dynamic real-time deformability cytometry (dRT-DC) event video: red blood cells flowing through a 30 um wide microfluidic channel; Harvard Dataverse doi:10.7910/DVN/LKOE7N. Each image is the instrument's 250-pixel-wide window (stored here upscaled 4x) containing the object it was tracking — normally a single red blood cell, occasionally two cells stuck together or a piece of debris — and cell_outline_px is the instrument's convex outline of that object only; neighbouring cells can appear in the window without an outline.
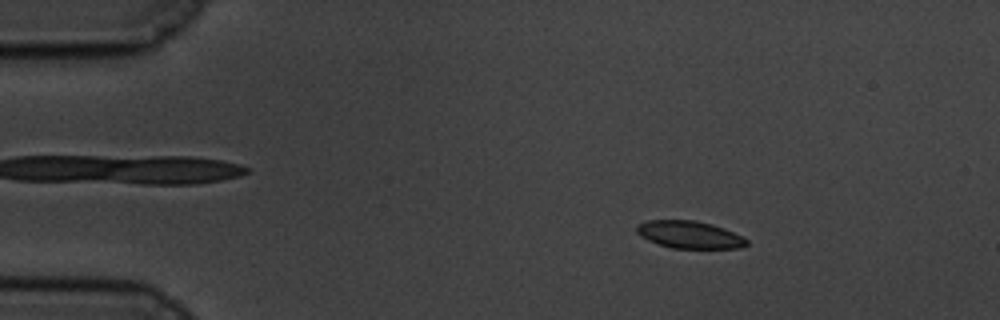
{"species": "common noctule bat (a hibernating species)", "species_latin": "Nyctalus noctula", "temperature_condition": "cold", "stored_images_in_passage": 58, "camera_frame_rate_fps": 3000, "um_per_image_px": 0.085, "animal": {"sex": "male", "body_mass_g": 19.5, "forearm_length_mm": 54.6}, "frame": {"image": 1, "passage_image": 9, "time_ms": 2.667, "image_size_px": [1000, 320], "cell_outline_px": [[748, 244], [740, 248], [672, 248], [648, 240], [640, 236], [636, 232], [636, 224], [648, 220], [696, 220], [712, 224], [724, 228], [744, 236], [748, 240]], "centroid_in_image_um": [58.62, 19.94], "position_along_channel_um": 26.4, "area_um2": 17.69}}
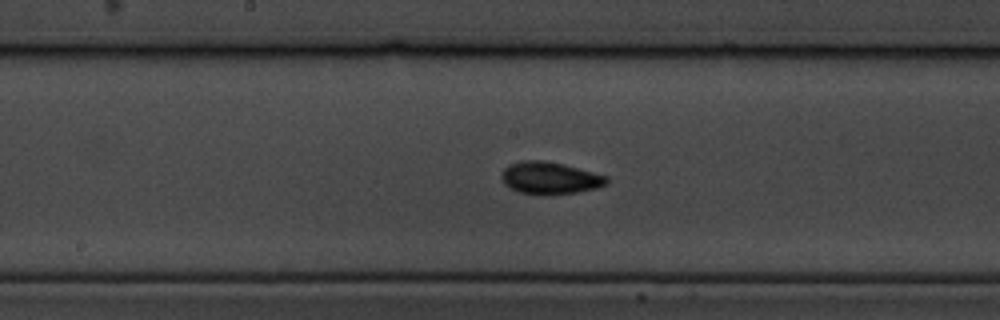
{"frame": {"image": 2, "passage_image": 30, "time_ms": 9.667, "image_size_px": [1000, 320], "cell_outline_px": [[608, 184], [596, 188], [576, 192], [552, 196], [540, 196], [520, 192], [508, 188], [504, 184], [500, 176], [504, 168], [508, 164], [524, 160], [544, 160], [564, 164], [608, 176]], "centroid_in_image_um": [46.72, 15.15], "position_along_channel_um": 201.5, "area_um2": 20.23}}
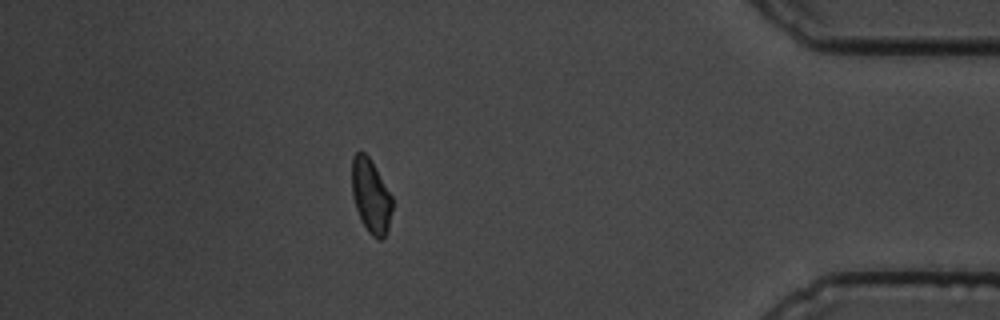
{"frame": {"image": 3, "passage_image": 51, "time_ms": 16.667, "image_size_px": [1000, 320], "cell_outline_px": [[392, 208], [388, 228], [384, 236], [380, 240], [372, 236], [368, 232], [356, 208], [352, 196], [352, 156], [356, 152], [364, 152], [368, 156], [392, 196]], "centroid_in_image_um": [31.51, 16.65], "position_along_channel_um": 403.7, "area_um2": 17.11}, "authors_computed_cell_mechanics": {"area_um2": 18.0336, "velocity_mm_per_s": 3.4668, "shape_relaxation_time_tau1_ms": 6.4198, "shape_relaxation_time_tau2_ms": 3.3374, "deformation_change_tau1": 0.1289, "deformation_change_tau2": 0.0679}}